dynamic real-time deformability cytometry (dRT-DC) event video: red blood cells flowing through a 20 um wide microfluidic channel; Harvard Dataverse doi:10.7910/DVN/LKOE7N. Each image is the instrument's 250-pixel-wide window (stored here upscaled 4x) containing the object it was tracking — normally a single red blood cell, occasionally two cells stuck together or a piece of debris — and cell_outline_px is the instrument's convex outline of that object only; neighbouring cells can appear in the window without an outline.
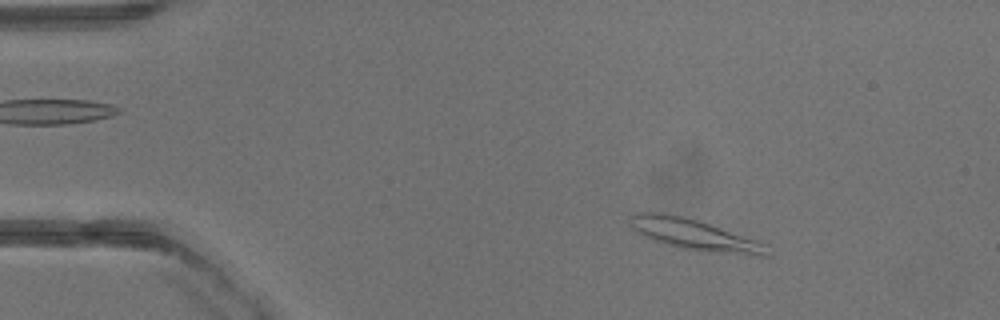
{"species": "common noctule bat (a hibernating species)", "species_latin": "Nyctalus noctula", "temperature_condition": "warm", "stored_images_in_passage": 39, "camera_frame_rate_fps": 3000, "um_per_image_px": 0.085, "animal": {"sex": "male", "body_mass_g": 13.3}, "frame": {"image": 1, "passage_image": 5, "time_ms": 1.333, "image_size_px": [1000, 320], "cell_outline_px": [[768, 256], [760, 256], [712, 252], [684, 248], [652, 240], [644, 236], [632, 228], [628, 220], [628, 216], [636, 212], [660, 212], [684, 216], [700, 220], [768, 244]], "centroid_in_image_um": [59.02, 19.92], "position_along_channel_um": 26.0, "area_um2": 24.8}}
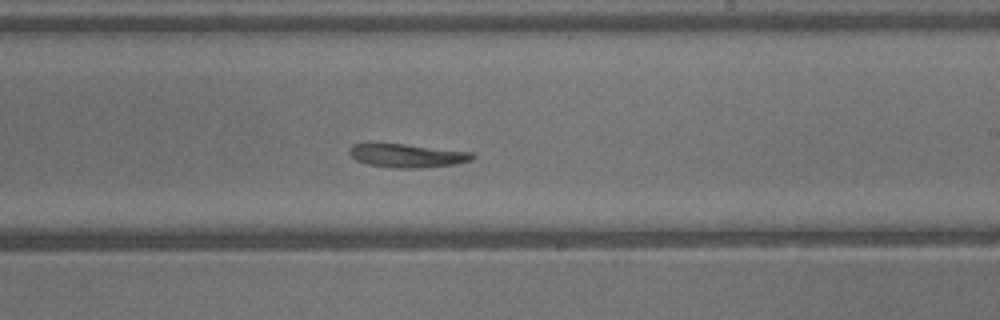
{"frame": {"image": 2, "passage_image": 23, "time_ms": 7.333, "image_size_px": [1000, 320], "cell_outline_px": [[476, 156], [472, 160], [456, 164], [420, 168], [392, 168], [368, 164], [356, 160], [348, 152], [348, 148], [352, 144], [404, 144], [472, 152]], "centroid_in_image_um": [34.62, 13.23], "position_along_channel_um": 254.4, "area_um2": 16.82}}
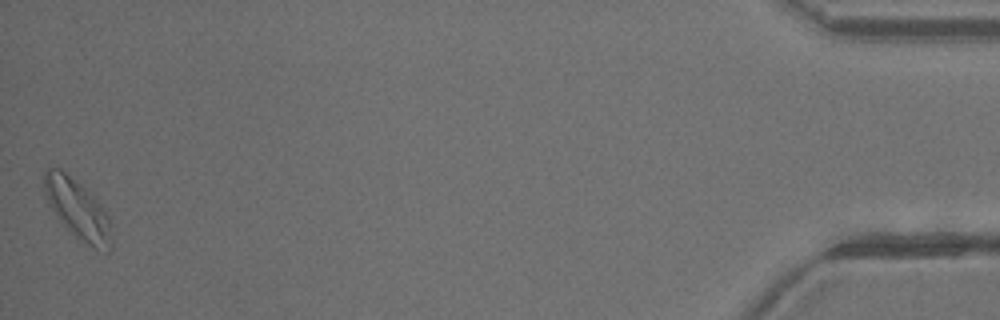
{"frame": {"image": 3, "passage_image": 39, "time_ms": 12.667, "image_size_px": [1000, 320], "cell_outline_px": [[112, 248], [108, 252], [96, 248], [88, 244], [76, 236], [56, 216], [48, 204], [44, 196], [44, 168], [60, 168], [96, 196], [104, 208], [108, 216], [112, 240]], "centroid_in_image_um": [6.6, 17.75], "position_along_channel_um": 428.6, "area_um2": 23.35}}